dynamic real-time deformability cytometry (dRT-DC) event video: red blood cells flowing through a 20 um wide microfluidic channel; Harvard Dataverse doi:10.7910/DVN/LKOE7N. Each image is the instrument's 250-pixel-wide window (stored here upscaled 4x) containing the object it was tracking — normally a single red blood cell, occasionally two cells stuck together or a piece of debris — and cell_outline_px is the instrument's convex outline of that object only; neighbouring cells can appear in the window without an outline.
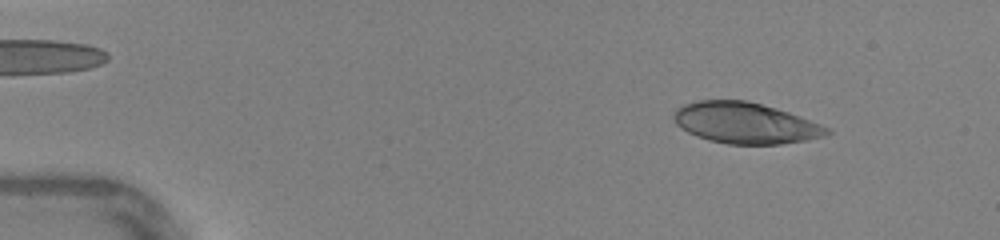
{"species": "human", "species_latin": "Homo sapiens", "temperature_condition": "warm", "stored_images_in_passage": 46, "camera_frame_rate_fps": 3000, "um_per_image_px": 0.085, "donor": {"sex": "female"}, "frame": {"image": 1, "passage_image": 6, "time_ms": 1.667, "image_size_px": [1000, 240], "cell_outline_px": [[832, 132], [824, 136], [808, 140], [780, 144], [728, 144], [708, 140], [696, 136], [680, 128], [676, 124], [672, 116], [676, 108], [684, 104], [696, 100], [748, 100], [776, 108], [800, 116], [832, 128]], "centroid_in_image_um": [63.35, 10.45], "position_along_channel_um": 21.6, "area_um2": 36.93}}
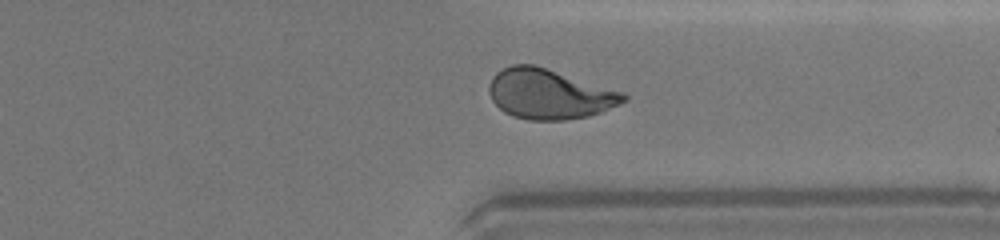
{"frame": {"image": 2, "passage_image": 36, "time_ms": 11.667, "image_size_px": [1000, 240], "cell_outline_px": [[628, 100], [620, 104], [600, 112], [588, 116], [564, 120], [528, 120], [512, 116], [504, 112], [492, 100], [488, 92], [488, 84], [492, 76], [496, 72], [512, 64], [536, 64], [624, 92], [628, 96]], "centroid_in_image_um": [46.68, 7.98], "position_along_channel_um": 364.7, "area_um2": 39.54}}
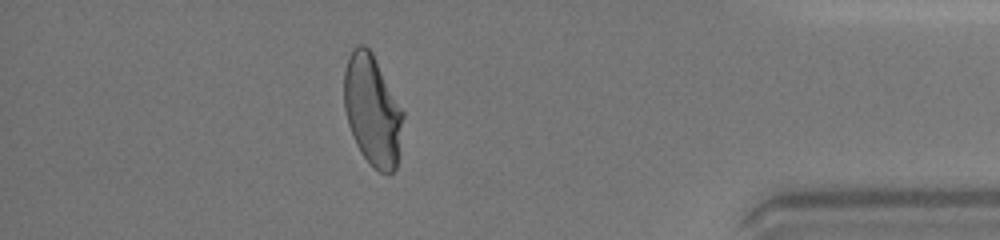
{"frame": {"image": 3, "passage_image": 41, "time_ms": 13.333, "image_size_px": [1000, 240], "cell_outline_px": [[404, 116], [396, 168], [388, 176], [380, 172], [364, 156], [356, 144], [348, 124], [344, 108], [344, 72], [348, 56], [352, 48], [356, 44], [364, 44], [372, 52], [404, 112]], "centroid_in_image_um": [31.65, 9.35], "position_along_channel_um": 403.6, "area_um2": 37.97}, "authors_computed_cell_mechanics": {"area_um2": 38.2925, "velocity_mm_per_s": 4.3733, "shape_relaxation_time_tau1_ms": 5.7139, "shape_relaxation_time_tau2_ms": null, "deformation_change_tau1": 0.2208, "deformation_change_tau2": null}}